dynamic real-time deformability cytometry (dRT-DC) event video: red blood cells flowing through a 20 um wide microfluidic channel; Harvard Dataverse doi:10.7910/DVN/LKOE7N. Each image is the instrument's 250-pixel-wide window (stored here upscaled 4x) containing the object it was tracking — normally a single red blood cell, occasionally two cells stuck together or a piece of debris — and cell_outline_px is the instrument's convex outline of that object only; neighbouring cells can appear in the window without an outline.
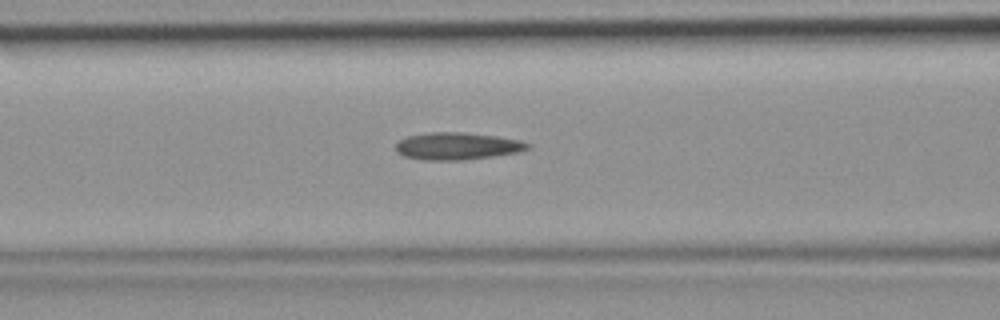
{"species": "common noctule bat (a hibernating species)", "species_latin": "Nyctalus noctula", "temperature_condition": "room temperature", "stored_images_in_passage": 44, "camera_frame_rate_fps": 3000, "um_per_image_px": 0.085, "animal": {"sex": "female", "body_mass_g": 19.9}, "frame": {"image": 1, "passage_image": 18, "time_ms": 5.667, "image_size_px": [1000, 320], "cell_outline_px": [[532, 144], [528, 148], [520, 152], [492, 156], [460, 160], [424, 160], [404, 156], [396, 152], [396, 144], [400, 140], [408, 136], [432, 132], [464, 132], [496, 136], [520, 140]], "centroid_in_image_um": [38.87, 12.41], "position_along_channel_um": 127.7, "area_um2": 20.87}}
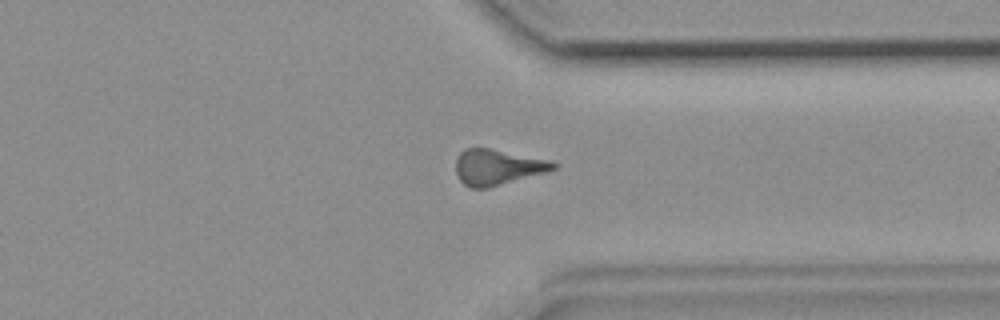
{"frame": {"image": 2, "passage_image": 34, "time_ms": 11.0, "image_size_px": [1000, 320], "cell_outline_px": [[560, 164], [556, 168], [548, 172], [488, 188], [472, 188], [464, 184], [460, 180], [456, 172], [456, 160], [460, 152], [464, 148], [492, 148], [552, 160]], "centroid_in_image_um": [42.34, 14.19], "position_along_channel_um": 369.1, "area_um2": 20.58}}
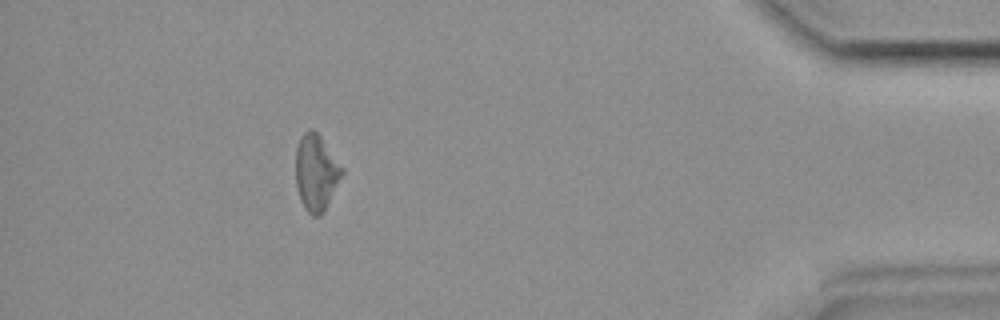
{"frame": {"image": 3, "passage_image": 40, "time_ms": 13.0, "image_size_px": [1000, 320], "cell_outline_px": [[344, 172], [324, 212], [320, 216], [312, 216], [304, 208], [300, 200], [296, 184], [296, 148], [300, 136], [308, 128], [312, 128], [320, 136], [344, 168]], "centroid_in_image_um": [26.87, 14.67], "position_along_channel_um": 408.3, "area_um2": 20.69}}